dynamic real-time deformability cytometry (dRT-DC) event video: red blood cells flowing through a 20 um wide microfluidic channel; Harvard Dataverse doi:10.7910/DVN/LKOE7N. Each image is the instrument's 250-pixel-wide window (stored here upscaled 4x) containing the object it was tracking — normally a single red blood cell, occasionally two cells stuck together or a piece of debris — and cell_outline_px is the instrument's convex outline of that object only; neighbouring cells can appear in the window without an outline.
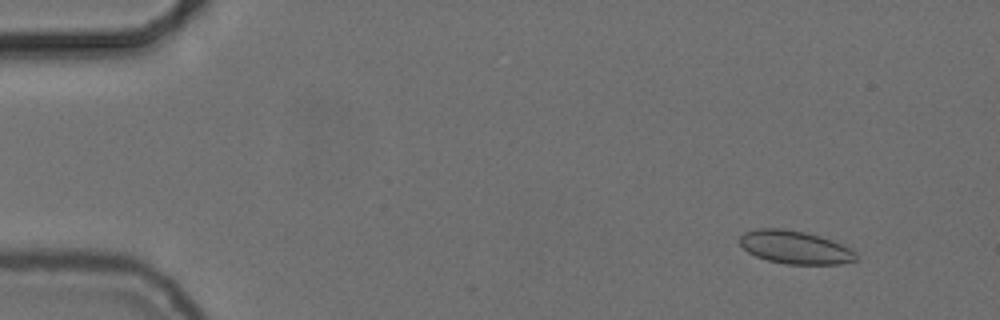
{"species": "common noctule bat (a hibernating species)", "species_latin": "Nyctalus noctula", "temperature_condition": "cold", "stored_images_in_passage": 56, "camera_frame_rate_fps": 3000, "um_per_image_px": 0.085, "animal": {"sex": "female", "body_mass_g": 24.6, "forearm_length_mm": 56.2}, "frame": {"image": 1, "passage_image": 6, "time_ms": 1.667, "image_size_px": [1000, 320], "cell_outline_px": [[856, 260], [840, 264], [784, 264], [768, 260], [756, 256], [748, 252], [740, 244], [740, 236], [744, 232], [756, 228], [784, 228], [804, 232], [820, 236], [832, 240], [848, 248], [856, 256]], "centroid_in_image_um": [67.52, 21.01], "position_along_channel_um": 17.5, "area_um2": 22.25}}
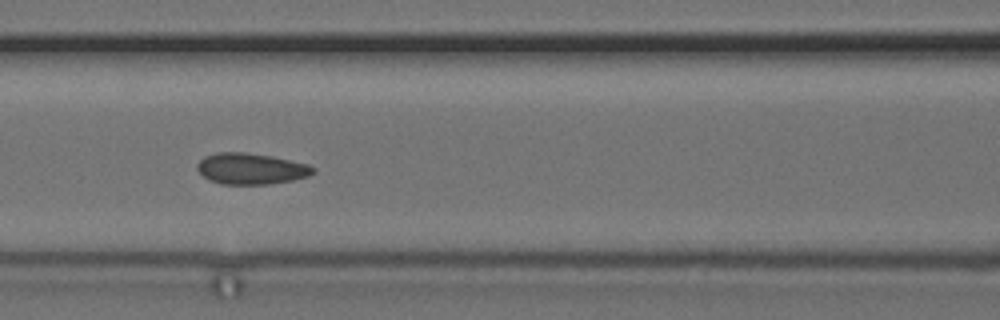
{"frame": {"image": 2, "passage_image": 25, "time_ms": 8.0, "image_size_px": [1000, 320], "cell_outline_px": [[316, 172], [308, 176], [292, 180], [268, 184], [220, 184], [208, 180], [196, 168], [196, 164], [204, 156], [216, 152], [244, 152], [272, 156], [308, 164], [316, 168]], "centroid_in_image_um": [21.32, 14.33], "position_along_channel_um": 145.3, "area_um2": 21.15}}
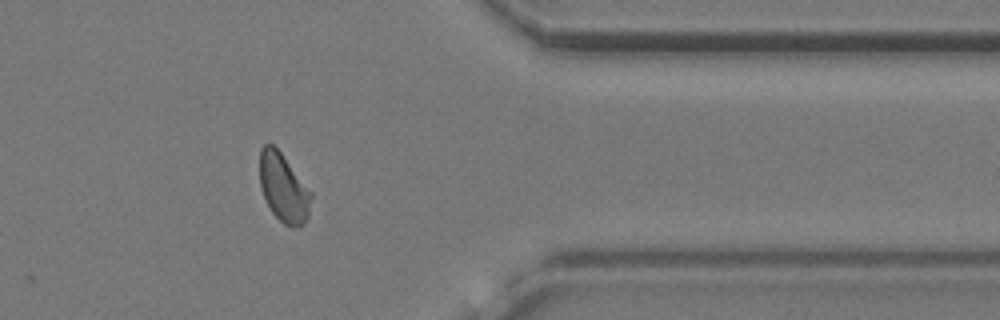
{"frame": {"image": 3, "passage_image": 46, "time_ms": 15.0, "image_size_px": [1000, 320], "cell_outline_px": [[312, 196], [308, 216], [304, 224], [284, 224], [272, 212], [264, 196], [260, 184], [260, 148], [264, 144], [272, 144], [280, 152], [312, 192]], "centroid_in_image_um": [24.09, 15.93], "position_along_channel_um": 387.3, "area_um2": 20.0}, "authors_computed_cell_mechanics": {"area_um2": 20.8947, "velocity_mm_per_s": 3.6819, "shape_relaxation_time_tau1_ms": null, "shape_relaxation_time_tau2_ms": 0.8838, "deformation_change_tau1": null, "deformation_change_tau2": 0.0548}}